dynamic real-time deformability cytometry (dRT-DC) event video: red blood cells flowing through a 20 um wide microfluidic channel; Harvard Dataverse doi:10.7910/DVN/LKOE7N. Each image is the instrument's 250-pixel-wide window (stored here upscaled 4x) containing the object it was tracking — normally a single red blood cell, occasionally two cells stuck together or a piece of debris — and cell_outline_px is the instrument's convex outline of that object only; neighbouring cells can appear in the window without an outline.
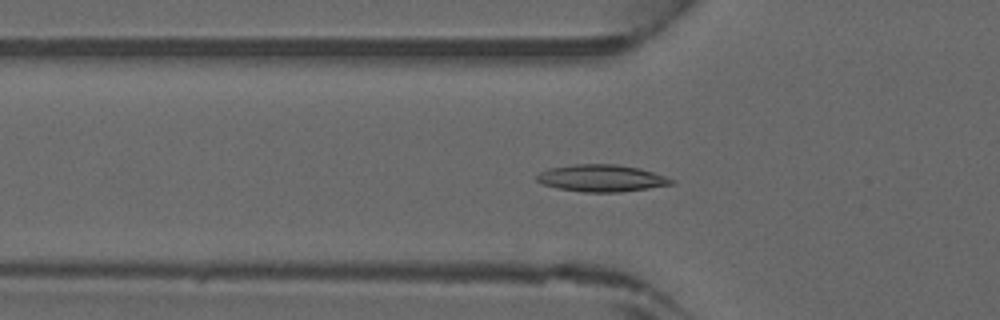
{"species": "common noctule bat (a hibernating species)", "species_latin": "Nyctalus noctula", "temperature_condition": "warm", "stored_images_in_passage": 45, "camera_frame_rate_fps": 3000, "um_per_image_px": 0.085, "animal": {"sex": "male", "forearm_length_mm": 52.5}, "frame": {"image": 1, "passage_image": 15, "time_ms": 4.667, "image_size_px": [1000, 320], "cell_outline_px": [[676, 184], [620, 192], [584, 192], [556, 188], [544, 184], [536, 180], [536, 176], [540, 172], [548, 168], [572, 164], [616, 164], [640, 168], [676, 180]], "centroid_in_image_um": [51.14, 15.14], "position_along_channel_um": 74.7, "area_um2": 21.27}}
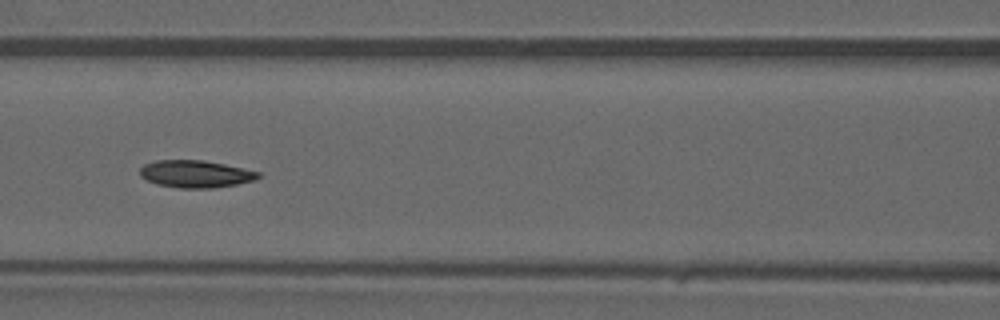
{"frame": {"image": 2, "passage_image": 20, "time_ms": 6.333, "image_size_px": [1000, 320], "cell_outline_px": [[260, 176], [256, 180], [236, 184], [212, 188], [180, 188], [160, 184], [148, 180], [140, 176], [140, 168], [144, 164], [156, 160], [204, 160], [244, 168], [260, 172]], "centroid_in_image_um": [16.65, 14.77], "position_along_channel_um": 150.0, "area_um2": 18.73}}
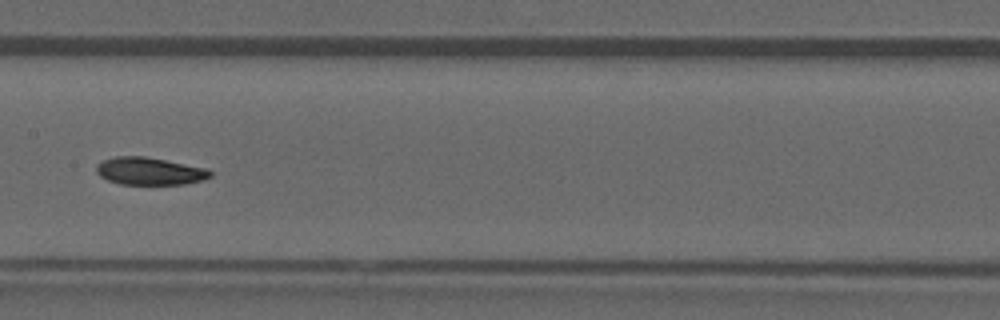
{"frame": {"image": 3, "passage_image": 23, "time_ms": 7.333, "image_size_px": [1000, 320], "cell_outline_px": [[212, 176], [204, 180], [184, 184], [120, 184], [108, 180], [100, 176], [96, 172], [96, 164], [104, 160], [116, 156], [144, 156], [208, 168], [212, 172]], "centroid_in_image_um": [12.73, 14.55], "position_along_channel_um": 194.7, "area_um2": 18.32}}